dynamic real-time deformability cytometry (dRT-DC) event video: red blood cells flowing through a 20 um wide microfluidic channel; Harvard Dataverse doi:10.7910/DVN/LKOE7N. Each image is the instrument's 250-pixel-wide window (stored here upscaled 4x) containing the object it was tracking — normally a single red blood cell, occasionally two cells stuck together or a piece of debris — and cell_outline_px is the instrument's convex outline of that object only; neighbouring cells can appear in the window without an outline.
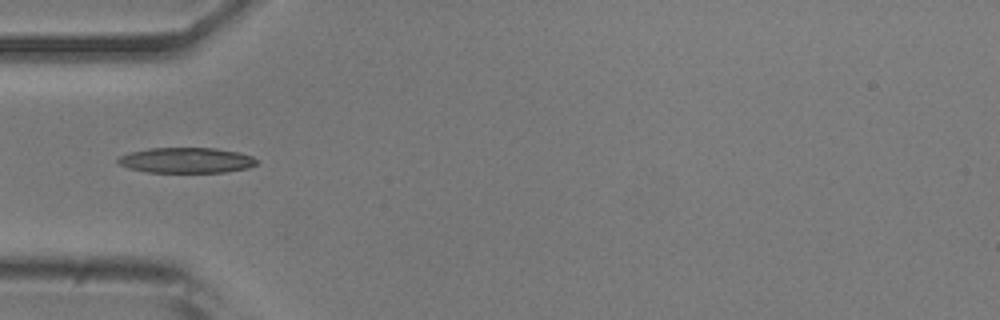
{"species": "common noctule bat (a hibernating species)", "species_latin": "Nyctalus noctula", "temperature_condition": "room temperature", "stored_images_in_passage": 37, "camera_frame_rate_fps": 3000, "um_per_image_px": 0.085, "animal": {"sex": "male", "body_mass_g": 20.5, "forearm_length_mm": 52.5}, "frame": {"image": 1, "passage_image": 1, "time_ms": 0.0, "image_size_px": [1000, 320], "cell_outline_px": [[256, 164], [248, 168], [224, 172], [148, 172], [128, 168], [120, 164], [116, 160], [120, 156], [132, 152], [148, 148], [216, 148], [240, 152], [252, 156], [256, 160]], "centroid_in_image_um": [15.85, 13.62], "position_along_channel_um": 69.1, "area_um2": 20.46}}
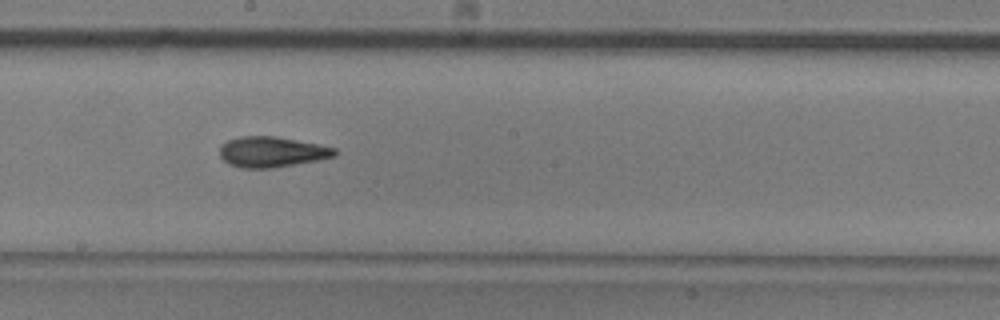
{"frame": {"image": 2, "passage_image": 13, "time_ms": 4.0, "image_size_px": [1000, 320], "cell_outline_px": [[336, 156], [316, 160], [272, 168], [240, 168], [228, 164], [220, 156], [220, 148], [228, 140], [240, 136], [276, 136], [336, 148]], "centroid_in_image_um": [23.07, 12.91], "position_along_channel_um": 225.1, "area_um2": 20.23}}
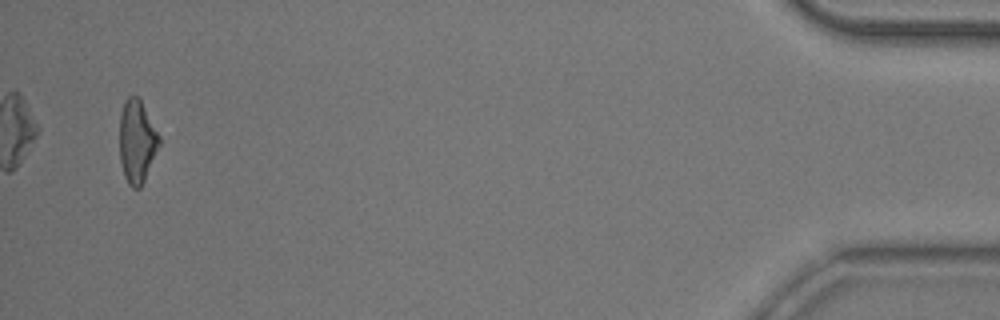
{"frame": {"image": 3, "passage_image": 35, "time_ms": 11.333, "image_size_px": [1000, 320], "cell_outline_px": [[160, 144], [144, 180], [140, 188], [132, 188], [128, 184], [124, 176], [120, 160], [120, 112], [124, 100], [128, 96], [136, 96], [140, 100], [160, 136]], "centroid_in_image_um": [11.62, 12.02], "position_along_channel_um": 423.6, "area_um2": 19.02}, "authors_computed_cell_mechanics": {"area_um2": 19.7098, "velocity_mm_per_s": 3.8704, "shape_relaxation_time_tau1_ms": 4.8844, "shape_relaxation_time_tau2_ms": 3.2049, "deformation_change_tau1": 0.1592, "deformation_change_tau2": 0.1214}}